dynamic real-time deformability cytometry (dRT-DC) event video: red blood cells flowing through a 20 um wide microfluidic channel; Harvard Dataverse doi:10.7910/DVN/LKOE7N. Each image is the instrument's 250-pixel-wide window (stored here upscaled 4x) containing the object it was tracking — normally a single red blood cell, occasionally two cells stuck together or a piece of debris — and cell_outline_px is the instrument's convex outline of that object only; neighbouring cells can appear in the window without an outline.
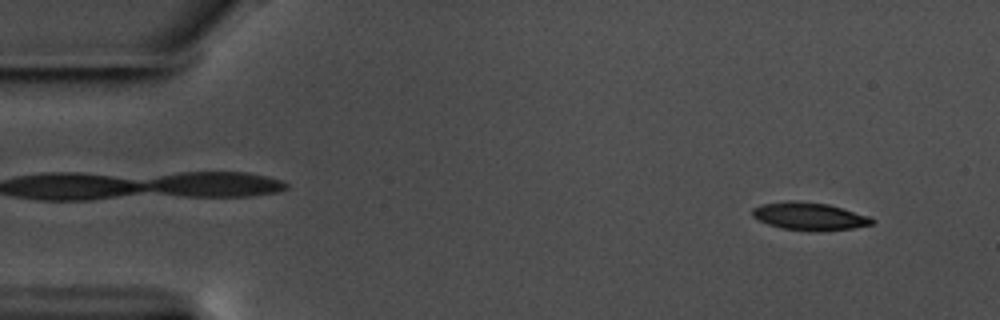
{"species": "common noctule bat (a hibernating species)", "species_latin": "Nyctalus noctula", "temperature_condition": "warm", "stored_images_in_passage": 57, "camera_frame_rate_fps": 3000, "um_per_image_px": 0.085, "animal": {"sex": "male", "body_mass_g": 17.5, "forearm_length_mm": 52.3}, "frame": {"image": 1, "passage_image": 5, "time_ms": 1.333, "image_size_px": [1000, 320], "cell_outline_px": [[876, 220], [872, 224], [852, 228], [780, 228], [768, 224], [752, 216], [752, 208], [764, 204], [788, 200], [796, 200], [828, 204], [868, 216]], "centroid_in_image_um": [68.75, 18.32], "position_along_channel_um": 16.3, "area_um2": 18.26}}
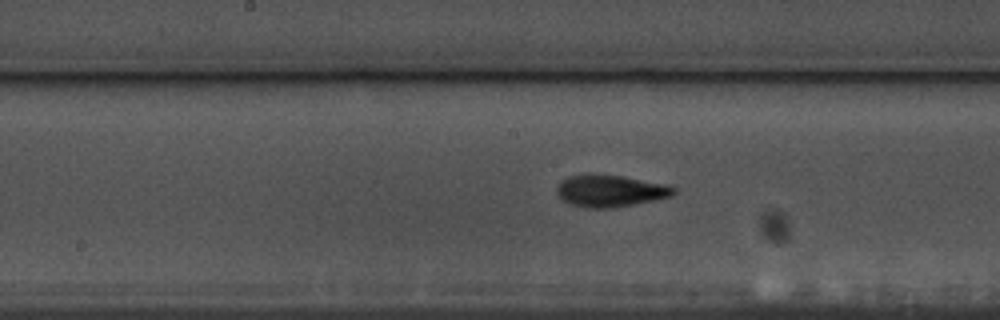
{"frame": {"image": 2, "passage_image": 29, "time_ms": 9.333, "image_size_px": [1000, 320], "cell_outline_px": [[676, 192], [672, 196], [632, 204], [608, 208], [584, 208], [568, 204], [556, 192], [556, 188], [568, 176], [624, 176], [668, 184], [676, 188]], "centroid_in_image_um": [51.92, 16.25], "position_along_channel_um": 196.3, "area_um2": 21.21}}
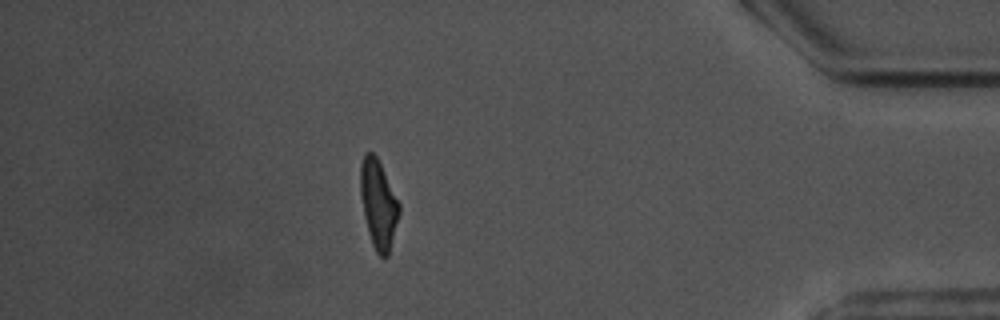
{"frame": {"image": 3, "passage_image": 50, "time_ms": 16.333, "image_size_px": [1000, 320], "cell_outline_px": [[400, 212], [388, 256], [384, 260], [376, 252], [372, 244], [368, 232], [364, 216], [360, 196], [360, 164], [364, 152], [372, 152], [376, 156], [400, 204]], "centroid_in_image_um": [32.15, 17.37], "position_along_channel_um": 403.1, "area_um2": 20.0}, "authors_computed_cell_mechanics": {"area_um2": 20.0566, "velocity_mm_per_s": 3.5915, "shape_relaxation_time_tau1_ms": 3.4547, "shape_relaxation_time_tau2_ms": 2.67, "deformation_change_tau1": 0.1661, "deformation_change_tau2": 0.1056}}